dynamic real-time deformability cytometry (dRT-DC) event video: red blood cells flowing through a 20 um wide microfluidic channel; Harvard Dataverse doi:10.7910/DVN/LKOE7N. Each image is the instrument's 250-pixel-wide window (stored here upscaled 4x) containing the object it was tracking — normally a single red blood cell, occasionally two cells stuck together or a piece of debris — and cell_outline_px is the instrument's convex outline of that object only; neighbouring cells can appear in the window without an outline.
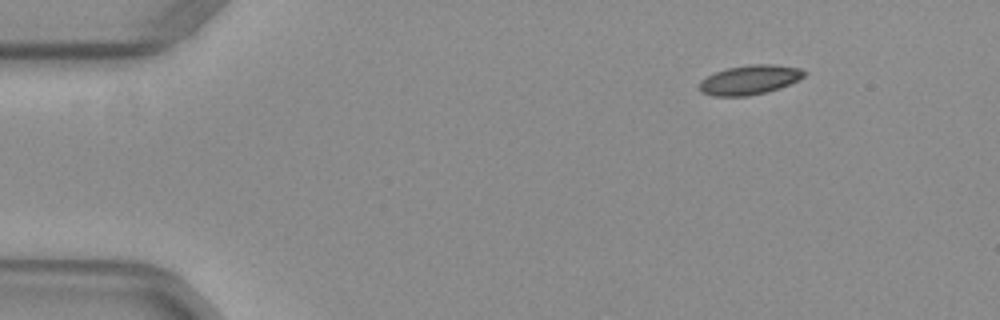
{"species": "common noctule bat (a hibernating species)", "species_latin": "Nyctalus noctula", "temperature_condition": "warm", "stored_images_in_passage": 47, "camera_frame_rate_fps": 3000, "um_per_image_px": 0.085, "animal": {"sex": "female", "body_mass_g": 29.2, "forearm_length_mm": 56.3}, "frame": {"image": 1, "passage_image": 1, "time_ms": 0.0, "image_size_px": [1000, 320], "cell_outline_px": [[808, 72], [804, 76], [780, 88], [768, 92], [748, 96], [712, 96], [700, 92], [700, 80], [716, 72], [728, 68], [748, 64], [776, 64], [800, 68]], "centroid_in_image_um": [63.73, 6.78], "position_along_channel_um": 21.3, "area_um2": 18.03}}
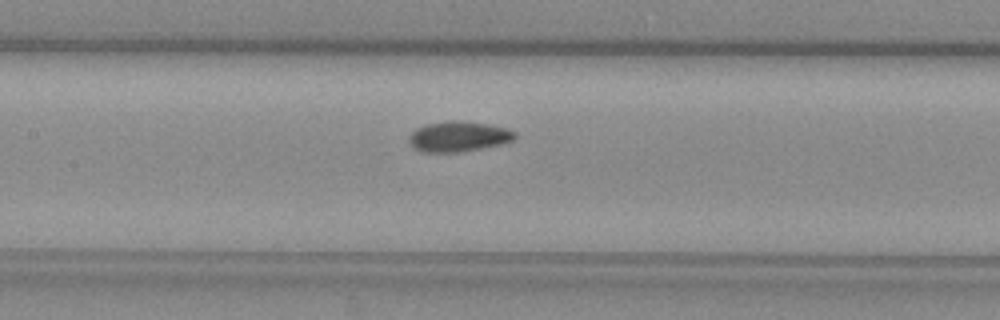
{"frame": {"image": 2, "passage_image": 19, "time_ms": 6.0, "image_size_px": [1000, 320], "cell_outline_px": [[516, 136], [512, 140], [500, 144], [460, 152], [424, 152], [416, 148], [408, 140], [408, 136], [416, 128], [424, 124], [448, 120], [456, 120], [488, 124], [508, 128], [516, 132]], "centroid_in_image_um": [38.96, 11.58], "position_along_channel_um": 168.4, "area_um2": 18.67}}
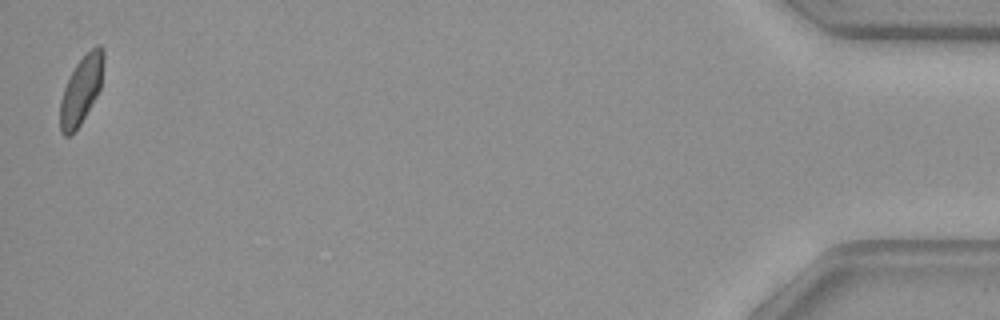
{"frame": {"image": 3, "passage_image": 46, "time_ms": 15.0, "image_size_px": [1000, 320], "cell_outline_px": [[104, 60], [100, 88], [96, 96], [80, 124], [68, 136], [64, 136], [60, 132], [60, 100], [64, 88], [76, 64], [96, 44], [100, 44], [104, 48]], "centroid_in_image_um": [6.91, 7.62], "position_along_channel_um": 428.3, "area_um2": 16.88}}